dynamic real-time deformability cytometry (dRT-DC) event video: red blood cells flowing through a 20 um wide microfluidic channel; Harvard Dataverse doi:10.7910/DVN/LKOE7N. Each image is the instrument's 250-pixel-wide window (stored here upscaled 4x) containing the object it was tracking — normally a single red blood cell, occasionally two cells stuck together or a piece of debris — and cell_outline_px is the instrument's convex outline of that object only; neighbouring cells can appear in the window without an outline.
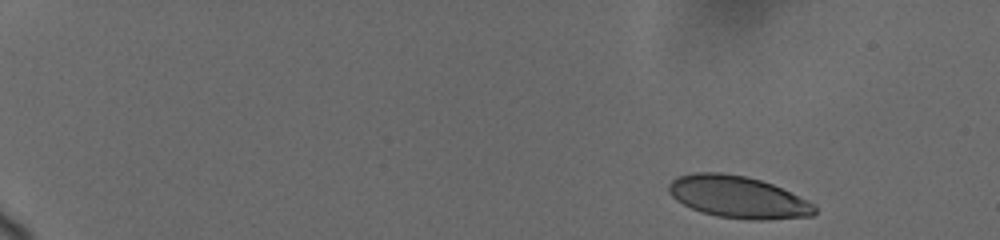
{"species": "human", "species_latin": "Homo sapiens", "temperature_condition": "cold", "stored_images_in_passage": 8, "camera_frame_rate_fps": 3000, "um_per_image_px": 0.085, "donor": {"sex": "female"}, "frame": {"image": 1, "passage_image": 1, "time_ms": 0.0, "image_size_px": [1000, 240], "cell_outline_px": [[816, 212], [812, 216], [768, 220], [752, 220], [716, 216], [692, 208], [676, 200], [668, 192], [668, 184], [672, 180], [680, 176], [692, 172], [720, 172], [744, 176], [760, 180], [772, 184], [808, 200], [816, 204]], "centroid_in_image_um": [62.75, 16.75], "position_along_channel_um": 22.3, "area_um2": 35.72}}
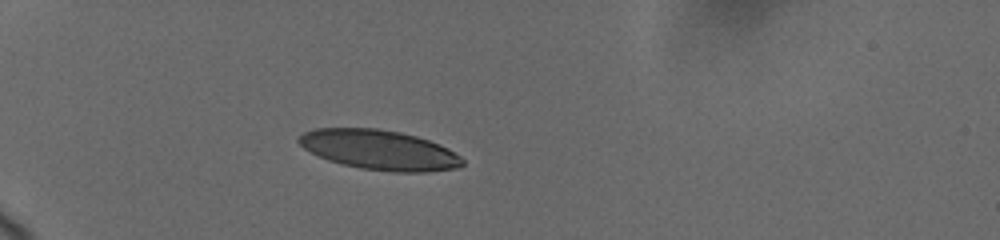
{"frame": {"image": 2, "passage_image": 6, "time_ms": 4.0, "image_size_px": [1000, 240], "cell_outline_px": [[464, 164], [460, 168], [428, 172], [392, 172], [364, 168], [344, 164], [328, 160], [304, 148], [296, 140], [304, 132], [316, 128], [376, 128], [400, 132], [416, 136], [440, 144], [448, 148], [460, 156], [464, 160]], "centroid_in_image_um": [32.29, 12.74], "position_along_channel_um": 52.7, "area_um2": 37.86}}
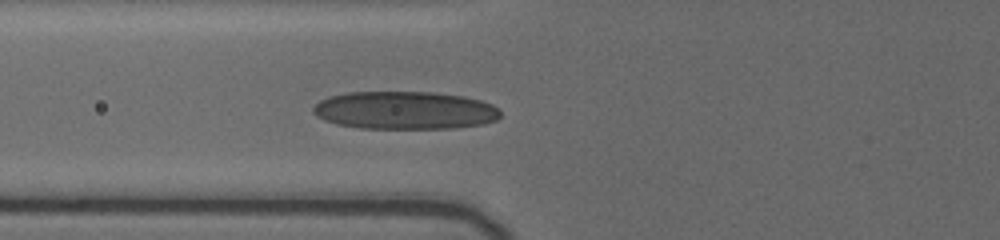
{"frame": {"image": 3, "passage_image": 8, "time_ms": 6.0, "image_size_px": [1000, 240], "cell_outline_px": [[500, 116], [496, 120], [484, 124], [452, 128], [360, 128], [336, 124], [324, 120], [316, 116], [312, 112], [312, 108], [320, 100], [328, 96], [348, 92], [428, 92], [464, 96], [480, 100], [492, 104], [500, 112]], "centroid_in_image_um": [34.38, 9.38], "position_along_channel_um": 91.4, "area_um2": 41.44}}